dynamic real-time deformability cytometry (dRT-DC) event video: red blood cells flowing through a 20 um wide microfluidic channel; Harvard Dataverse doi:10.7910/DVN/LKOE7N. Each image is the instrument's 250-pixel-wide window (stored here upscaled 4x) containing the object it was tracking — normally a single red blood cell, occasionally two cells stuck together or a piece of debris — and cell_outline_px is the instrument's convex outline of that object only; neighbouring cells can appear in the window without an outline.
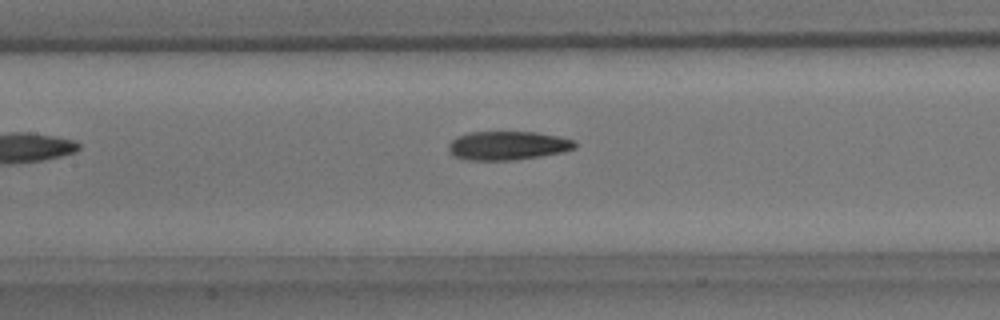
{"species": "common noctule bat (a hibernating species)", "species_latin": "Nyctalus noctula", "temperature_condition": "room temperature", "stored_images_in_passage": 5, "camera_frame_rate_fps": 3000, "um_per_image_px": 0.085, "animal": {"sex": "male", "body_mass_g": 15.6}, "frame": {"image": 1, "passage_image": 5, "time_ms": 5.667, "image_size_px": [1000, 320], "cell_outline_px": [[576, 148], [560, 152], [540, 156], [512, 160], [468, 160], [452, 156], [448, 152], [448, 144], [456, 136], [468, 132], [536, 132], [556, 136], [572, 140], [576, 144]], "centroid_in_image_um": [43.07, 12.37], "position_along_channel_um": 164.3, "area_um2": 21.15}}